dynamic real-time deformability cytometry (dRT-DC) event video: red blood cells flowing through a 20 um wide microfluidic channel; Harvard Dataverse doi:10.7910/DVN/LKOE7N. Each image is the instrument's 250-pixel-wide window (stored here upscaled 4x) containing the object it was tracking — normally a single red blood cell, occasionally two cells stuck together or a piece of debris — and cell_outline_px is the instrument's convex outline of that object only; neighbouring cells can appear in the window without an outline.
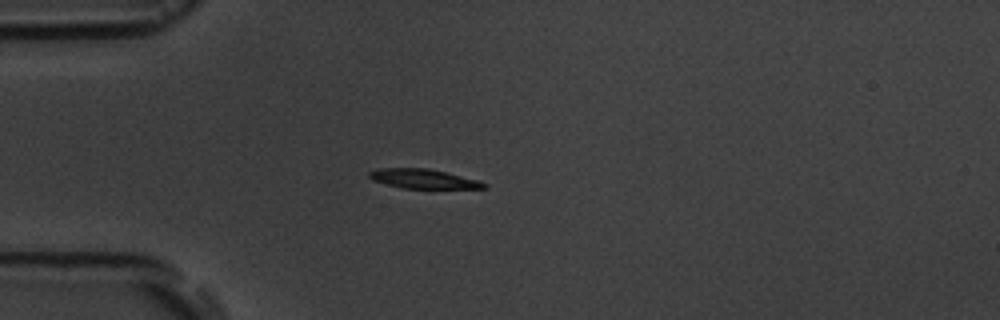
{"species": "common noctule bat (a hibernating species)", "species_latin": "Nyctalus noctula", "temperature_condition": "room temperature", "stored_images_in_passage": 4, "camera_frame_rate_fps": 3000, "um_per_image_px": 0.085, "animal": {"sex": "male", "body_mass_g": 19.5, "forearm_length_mm": 54.6}, "frame": {"image": 1, "passage_image": 4, "time_ms": 4.333, "image_size_px": [1000, 320], "cell_outline_px": [[488, 188], [400, 188], [372, 180], [368, 176], [368, 172], [380, 168], [428, 168], [480, 180], [488, 184]], "centroid_in_image_um": [35.99, 15.2], "position_along_channel_um": 49.0, "area_um2": 13.01}}